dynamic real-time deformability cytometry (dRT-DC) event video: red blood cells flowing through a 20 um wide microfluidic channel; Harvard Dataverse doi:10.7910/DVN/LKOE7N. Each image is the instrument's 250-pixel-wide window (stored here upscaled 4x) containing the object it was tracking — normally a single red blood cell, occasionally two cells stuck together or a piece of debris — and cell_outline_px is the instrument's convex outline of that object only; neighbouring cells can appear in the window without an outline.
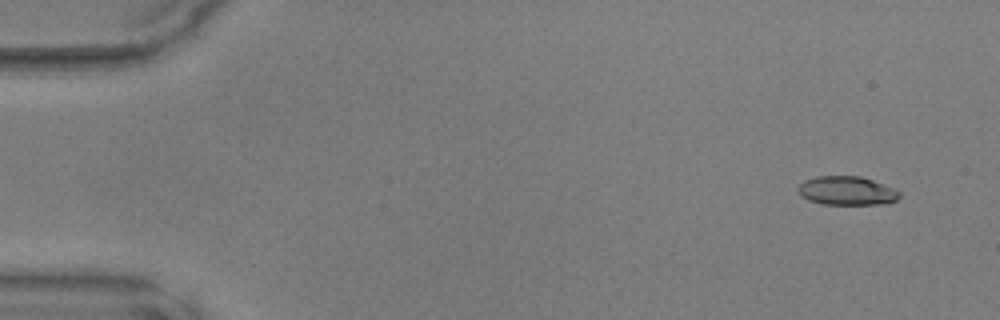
{"species": "common noctule bat (a hibernating species)", "species_latin": "Nyctalus noctula", "temperature_condition": "warm", "stored_images_in_passage": 49, "camera_frame_rate_fps": 3000, "um_per_image_px": 0.085, "animal": {"sex": "male", "body_mass_g": 17.9, "forearm_length_mm": 54.2}, "frame": {"image": 1, "passage_image": 4, "time_ms": 1.0, "image_size_px": [1000, 320], "cell_outline_px": [[900, 196], [896, 200], [884, 204], [820, 204], [808, 200], [800, 196], [796, 188], [804, 180], [816, 176], [860, 176], [872, 180], [892, 188], [900, 192]], "centroid_in_image_um": [71.92, 16.21], "position_along_channel_um": 13.1, "area_um2": 17.05}}
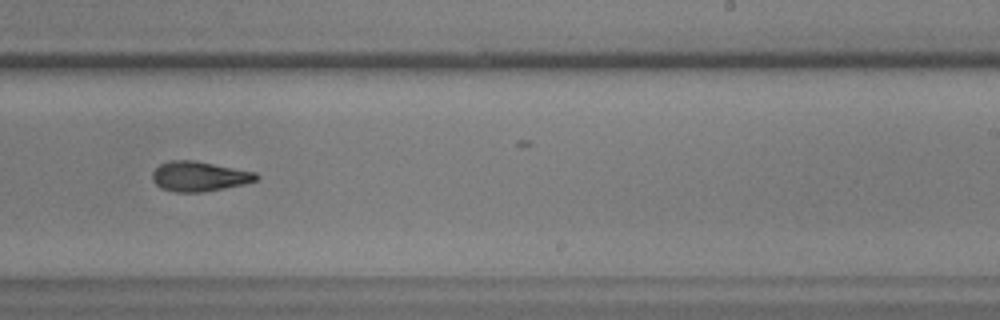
{"frame": {"image": 2, "passage_image": 31, "time_ms": 10.0, "image_size_px": [1000, 320], "cell_outline_px": [[260, 176], [256, 180], [244, 184], [204, 192], [172, 192], [160, 188], [152, 180], [152, 172], [160, 164], [168, 160], [196, 160], [256, 172]], "centroid_in_image_um": [16.92, 14.99], "position_along_channel_um": 272.1, "area_um2": 18.32}}
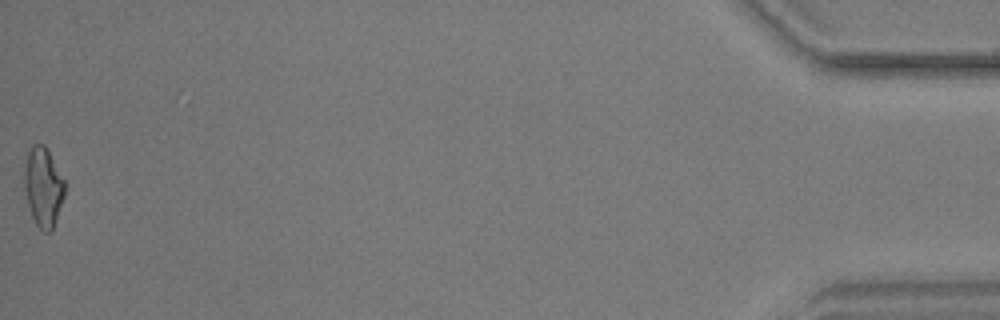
{"frame": {"image": 3, "passage_image": 49, "time_ms": 16.0, "image_size_px": [1000, 320], "cell_outline_px": [[64, 196], [52, 228], [48, 232], [44, 232], [36, 224], [32, 216], [28, 204], [24, 188], [24, 168], [28, 152], [32, 144], [44, 144], [64, 180]], "centroid_in_image_um": [3.65, 15.87], "position_along_channel_um": 431.5, "area_um2": 18.21}}